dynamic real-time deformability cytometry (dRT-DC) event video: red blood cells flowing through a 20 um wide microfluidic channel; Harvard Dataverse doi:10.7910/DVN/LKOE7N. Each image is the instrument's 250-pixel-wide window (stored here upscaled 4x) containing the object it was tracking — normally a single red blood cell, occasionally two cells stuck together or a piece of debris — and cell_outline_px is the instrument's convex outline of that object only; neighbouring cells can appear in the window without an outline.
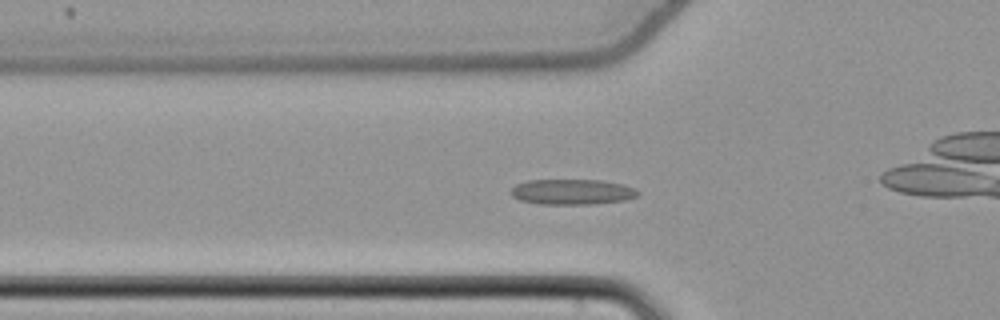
{"species": "common noctule bat (a hibernating species)", "species_latin": "Nyctalus noctula", "temperature_condition": "cold", "stored_images_in_passage": 44, "camera_frame_rate_fps": 3000, "um_per_image_px": 0.085, "animal": {"sex": "female", "body_mass_g": 22.7, "forearm_length_mm": 54.2}, "frame": {"image": 1, "passage_image": 8, "time_ms": 2.333, "image_size_px": [1000, 320], "cell_outline_px": [[640, 192], [636, 196], [624, 200], [596, 204], [540, 204], [520, 200], [512, 196], [508, 192], [516, 184], [528, 180], [600, 180], [624, 184], [636, 188]], "centroid_in_image_um": [48.63, 16.3], "position_along_channel_um": 77.2, "area_um2": 18.96}}
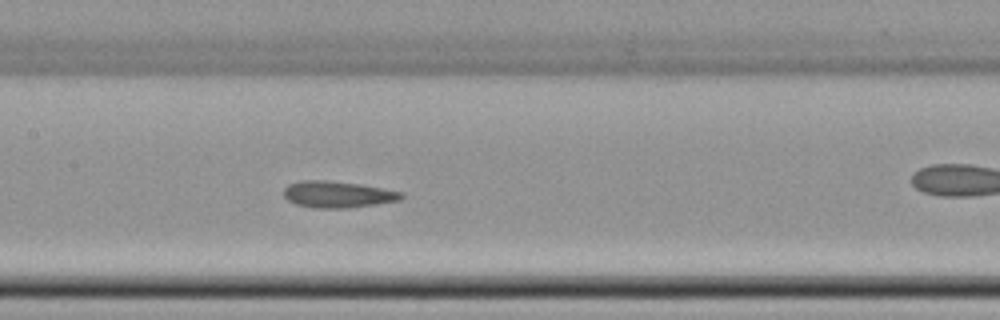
{"frame": {"image": 2, "passage_image": 16, "time_ms": 5.0, "image_size_px": [1000, 320], "cell_outline_px": [[404, 196], [400, 200], [344, 208], [316, 208], [296, 204], [288, 200], [284, 196], [284, 188], [288, 184], [300, 180], [328, 180], [360, 184], [404, 192]], "centroid_in_image_um": [28.68, 16.51], "position_along_channel_um": 178.7, "area_um2": 18.09}}
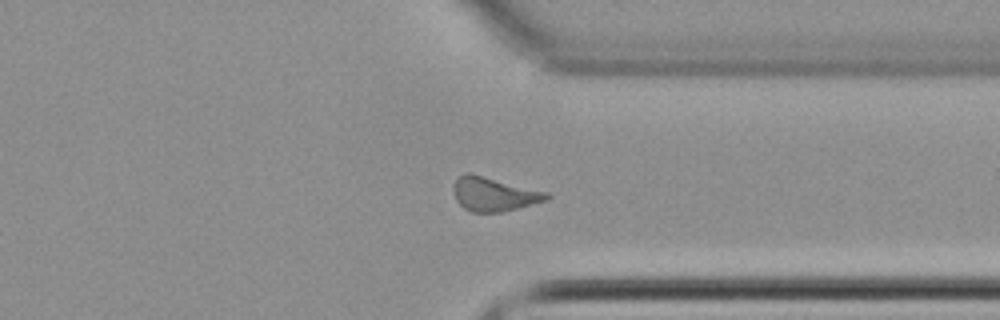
{"frame": {"image": 3, "passage_image": 31, "time_ms": 10.0, "image_size_px": [1000, 320], "cell_outline_px": [[552, 196], [548, 200], [500, 212], [472, 212], [464, 208], [456, 200], [452, 192], [452, 184], [456, 176], [464, 172], [472, 172], [548, 192]], "centroid_in_image_um": [41.93, 16.46], "position_along_channel_um": 369.5, "area_um2": 18.9}, "authors_computed_cell_mechanics": {"area_um2": 18.1781, "velocity_mm_per_s": 3.8198, "shape_relaxation_time_tau1_ms": null, "shape_relaxation_time_tau2_ms": 2.9185, "deformation_change_tau1": null, "deformation_change_tau2": 0.1187}}